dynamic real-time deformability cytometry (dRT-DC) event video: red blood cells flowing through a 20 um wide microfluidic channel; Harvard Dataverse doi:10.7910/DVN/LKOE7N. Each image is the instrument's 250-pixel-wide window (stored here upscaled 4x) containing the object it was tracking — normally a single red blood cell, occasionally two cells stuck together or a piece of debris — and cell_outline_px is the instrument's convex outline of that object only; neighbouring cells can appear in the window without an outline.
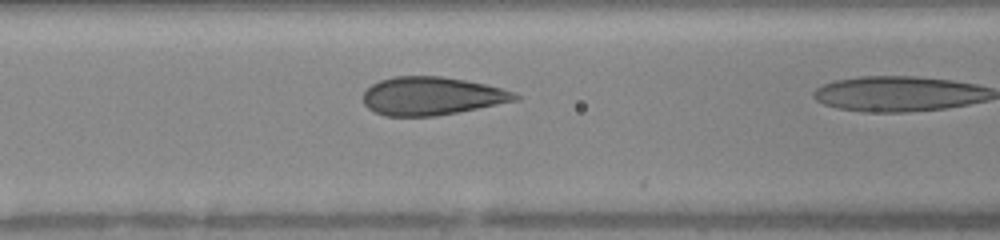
{"species": "human", "species_latin": "Homo sapiens", "temperature_condition": "warm", "stored_images_in_passage": 8, "camera_frame_rate_fps": 3000, "um_per_image_px": 0.085, "donor": {"sex": "female"}, "frame": {"image": 1, "passage_image": 7, "time_ms": 3.333, "image_size_px": [1000, 240], "cell_outline_px": [[520, 100], [436, 116], [384, 116], [368, 108], [364, 104], [364, 92], [372, 84], [380, 80], [392, 76], [440, 76], [464, 80], [484, 84], [500, 88], [512, 92], [520, 96]], "centroid_in_image_um": [36.68, 8.16], "position_along_channel_um": 129.9, "area_um2": 33.64}}